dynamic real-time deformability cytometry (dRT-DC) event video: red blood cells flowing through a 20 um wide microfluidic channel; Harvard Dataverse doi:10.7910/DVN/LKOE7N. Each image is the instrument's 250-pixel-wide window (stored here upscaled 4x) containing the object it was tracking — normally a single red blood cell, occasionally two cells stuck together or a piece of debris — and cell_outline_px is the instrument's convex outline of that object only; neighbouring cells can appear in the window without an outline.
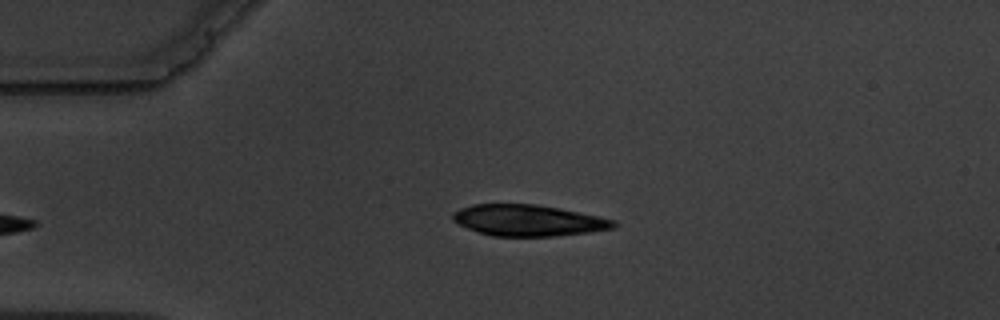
{"species": "common noctule bat (a hibernating species)", "species_latin": "Nyctalus noctula", "temperature_condition": "warm", "stored_images_in_passage": 3, "camera_frame_rate_fps": 3000, "um_per_image_px": 0.085, "animal": {"sex": "male", "body_mass_g": 19.5, "forearm_length_mm": 54.6}, "frame": {"image": 1, "passage_image": 3, "time_ms": 2.333, "image_size_px": [1000, 320], "cell_outline_px": [[616, 228], [592, 232], [556, 236], [492, 236], [468, 228], [452, 220], [452, 212], [460, 208], [472, 204], [536, 204], [616, 220]], "centroid_in_image_um": [44.89, 18.74], "position_along_channel_um": 40.1, "area_um2": 29.13}}